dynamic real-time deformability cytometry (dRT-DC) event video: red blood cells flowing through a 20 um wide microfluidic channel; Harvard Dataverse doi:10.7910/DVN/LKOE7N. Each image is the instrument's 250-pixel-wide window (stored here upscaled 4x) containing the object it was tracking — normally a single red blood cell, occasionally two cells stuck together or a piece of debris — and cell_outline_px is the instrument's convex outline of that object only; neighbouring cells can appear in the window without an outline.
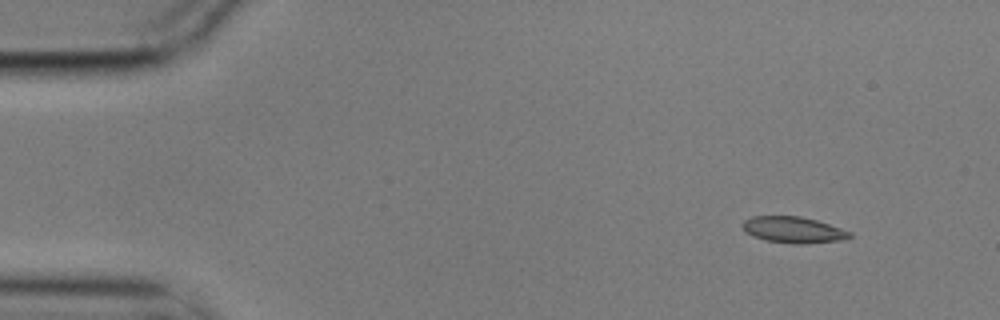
{"species": "common noctule bat (a hibernating species)", "species_latin": "Nyctalus noctula", "temperature_condition": "cold", "stored_images_in_passage": 4, "camera_frame_rate_fps": 3000, "um_per_image_px": 0.085, "animal": {"sex": "male", "body_mass_g": 17.9}, "frame": {"image": 1, "passage_image": 1, "time_ms": 0.0, "image_size_px": [1000, 320], "cell_outline_px": [[852, 236], [848, 240], [800, 244], [792, 244], [768, 240], [752, 236], [744, 232], [740, 224], [744, 220], [752, 216], [800, 216], [816, 220], [852, 232]], "centroid_in_image_um": [67.43, 19.54], "position_along_channel_um": 17.6, "area_um2": 16.59}}
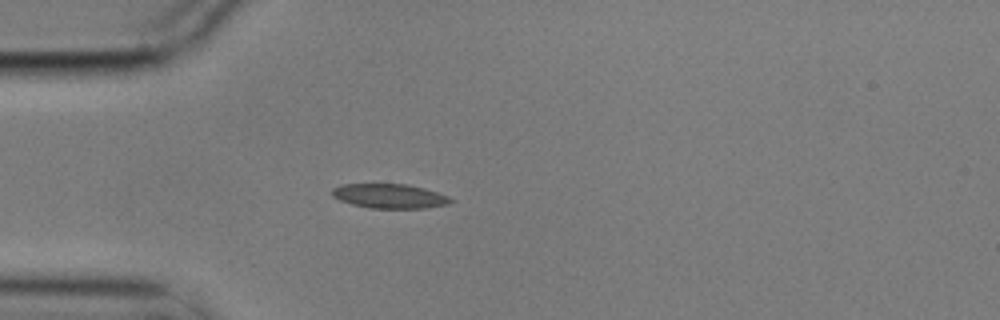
{"frame": {"image": 2, "passage_image": 4, "time_ms": 1.0, "image_size_px": [1000, 320], "cell_outline_px": [[456, 200], [448, 204], [424, 208], [372, 208], [352, 204], [340, 200], [332, 196], [332, 188], [344, 184], [408, 184], [424, 188], [448, 196]], "centroid_in_image_um": [33.13, 16.66], "position_along_channel_um": 51.9, "area_um2": 16.82}}